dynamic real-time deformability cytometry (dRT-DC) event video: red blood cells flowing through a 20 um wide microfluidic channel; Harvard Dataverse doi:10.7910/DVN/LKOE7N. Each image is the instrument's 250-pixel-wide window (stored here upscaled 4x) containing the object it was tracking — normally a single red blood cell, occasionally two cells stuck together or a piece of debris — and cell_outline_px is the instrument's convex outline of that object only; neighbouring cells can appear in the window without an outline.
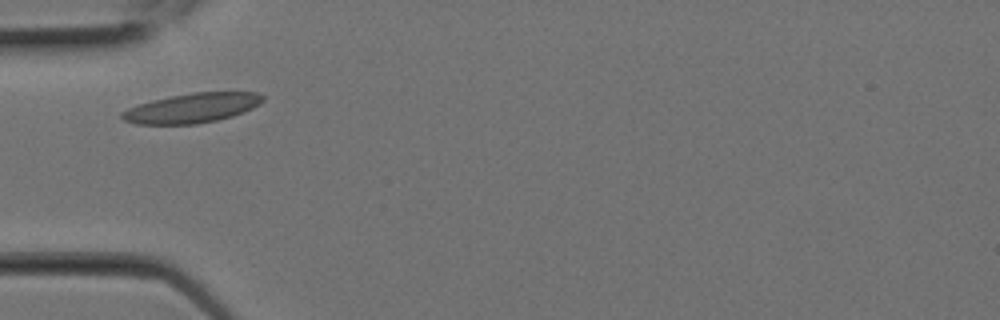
{"species": "Egyptian fruit bat (a non-hibernating species)", "species_latin": "Rousettus aegyptiacus", "temperature_condition": "room temperature", "stored_images_in_passage": 3, "camera_frame_rate_fps": 3000, "um_per_image_px": 0.085, "animal": {"sex": "female"}, "frame": {"image": 1, "passage_image": 2, "time_ms": 0.333, "image_size_px": [1000, 320], "cell_outline_px": [[264, 100], [260, 104], [252, 108], [232, 116], [216, 120], [196, 124], [136, 124], [124, 120], [120, 116], [120, 112], [128, 108], [152, 100], [192, 92], [256, 92], [264, 96]], "centroid_in_image_um": [16.32, 9.18], "position_along_channel_um": 68.7, "area_um2": 24.16}}